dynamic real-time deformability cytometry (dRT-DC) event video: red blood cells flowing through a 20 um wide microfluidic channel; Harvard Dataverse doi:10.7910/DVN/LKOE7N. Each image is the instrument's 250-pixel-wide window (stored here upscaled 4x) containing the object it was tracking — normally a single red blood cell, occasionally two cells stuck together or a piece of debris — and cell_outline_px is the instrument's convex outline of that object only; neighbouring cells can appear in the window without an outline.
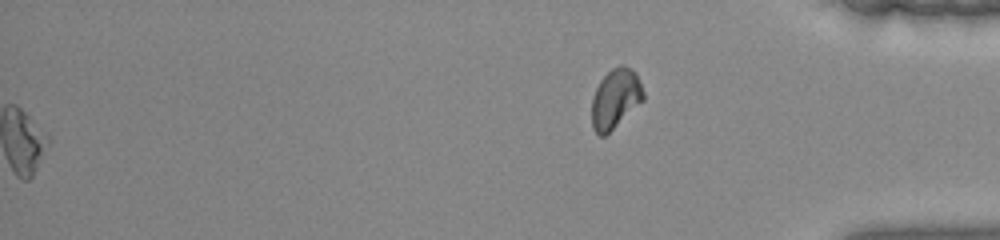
{"species": "common noctule bat (a hibernating species)", "species_latin": "Nyctalus noctula", "temperature_condition": "warm", "stored_images_in_passage": 41, "segment_of_instrument_passage": [2, 2], "camera_frame_rate_fps": 3000, "um_per_image_px": 0.085, "animal": {"sex": "female", "body_mass_g": 22.0, "forearm_length_mm": 56.7}, "frame": {"image": 1, "passage_image": 41, "time_ms": 13.333, "image_size_px": [1000, 240], "cell_outline_px": [[644, 100], [604, 136], [600, 136], [592, 128], [592, 100], [596, 88], [600, 80], [612, 68], [620, 64], [624, 64], [636, 72], [644, 92]], "centroid_in_image_um": [52.32, 8.35], "position_along_channel_um": 382.9, "area_um2": 17.8}}